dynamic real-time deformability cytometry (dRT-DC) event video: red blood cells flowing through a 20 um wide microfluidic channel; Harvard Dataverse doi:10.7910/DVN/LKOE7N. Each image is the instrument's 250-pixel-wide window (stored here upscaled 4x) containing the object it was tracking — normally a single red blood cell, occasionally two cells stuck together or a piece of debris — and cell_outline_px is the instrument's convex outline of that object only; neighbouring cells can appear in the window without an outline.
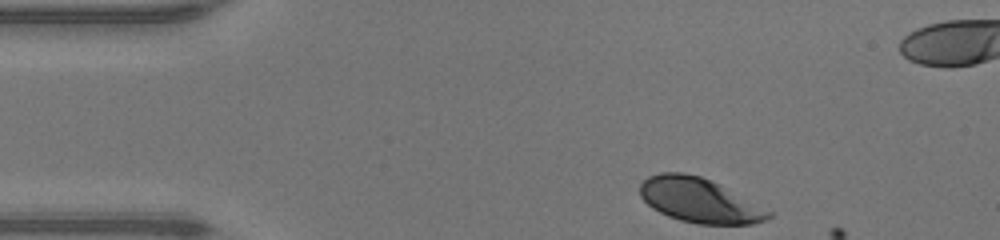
{"species": "human", "species_latin": "Homo sapiens", "temperature_condition": "warm", "stored_images_in_passage": 33, "camera_frame_rate_fps": 3000, "um_per_image_px": 0.085, "donor": {"sex": "male"}, "frame": {"image": 1, "passage_image": 1, "time_ms": 0.0, "image_size_px": [1000, 240], "cell_outline_px": [[772, 216], [764, 220], [752, 224], [696, 224], [680, 220], [668, 216], [652, 208], [640, 196], [640, 184], [648, 176], [660, 172], [684, 172], [700, 176], [720, 184], [772, 212]], "centroid_in_image_um": [59.42, 17.02], "position_along_channel_um": 25.6, "area_um2": 33.23}}
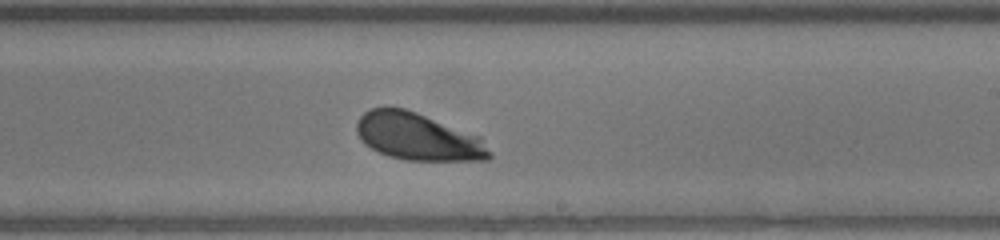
{"frame": {"image": 2, "passage_image": 22, "time_ms": 7.0, "image_size_px": [1000, 240], "cell_outline_px": [[492, 156], [488, 160], [404, 160], [388, 156], [364, 144], [360, 140], [356, 132], [356, 124], [360, 116], [364, 112], [372, 108], [384, 104], [404, 108], [416, 112], [480, 136], [492, 152]], "centroid_in_image_um": [35.49, 11.6], "position_along_channel_um": 253.5, "area_um2": 36.99}}
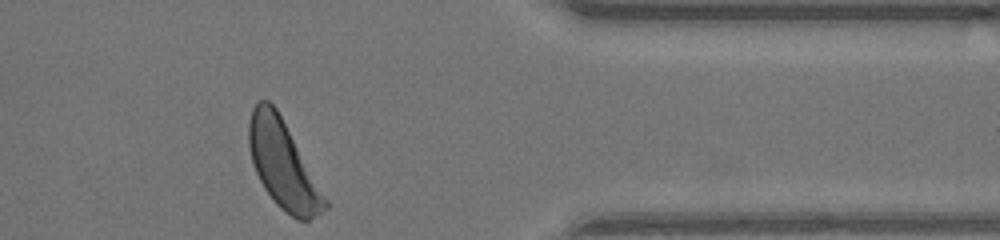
{"frame": {"image": 3, "passage_image": 33, "time_ms": 10.667, "image_size_px": [1000, 240], "cell_outline_px": [[332, 204], [328, 208], [308, 220], [296, 220], [284, 212], [276, 204], [264, 188], [256, 172], [252, 160], [248, 144], [248, 124], [252, 108], [260, 100], [268, 100], [276, 108]], "centroid_in_image_um": [24.09, 14.04], "position_along_channel_um": 387.3, "area_um2": 39.02}, "authors_computed_cell_mechanics": {"area_um2": 36.5296, "velocity_mm_per_s": 4.2382, "shape_relaxation_time_tau1_ms": 1.5128, "shape_relaxation_time_tau2_ms": null, "deformation_change_tau1": 0.1394, "deformation_change_tau2": null}}